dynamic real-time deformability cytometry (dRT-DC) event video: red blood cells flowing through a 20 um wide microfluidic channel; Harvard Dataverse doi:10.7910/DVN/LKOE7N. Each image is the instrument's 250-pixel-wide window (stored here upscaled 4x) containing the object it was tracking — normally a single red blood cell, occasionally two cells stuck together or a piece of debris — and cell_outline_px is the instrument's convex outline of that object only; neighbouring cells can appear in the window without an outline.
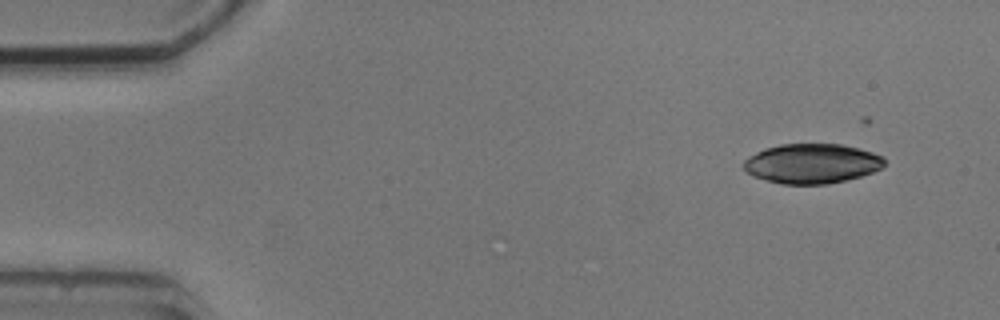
{"species": "common noctule bat (a hibernating species)", "species_latin": "Nyctalus noctula", "temperature_condition": "cold", "stored_images_in_passage": 3, "camera_frame_rate_fps": 3000, "um_per_image_px": 0.085, "animal": {"sex": "male", "body_mass_g": 20.5, "forearm_length_mm": 52.5}, "frame": {"image": 1, "passage_image": 1, "time_ms": 0.0, "image_size_px": [1000, 320], "cell_outline_px": [[884, 164], [880, 168], [872, 172], [848, 180], [828, 184], [784, 184], [752, 176], [744, 168], [744, 160], [748, 156], [764, 148], [780, 144], [840, 144], [860, 148], [884, 156]], "centroid_in_image_um": [69.01, 13.89], "position_along_channel_um": 16.0, "area_um2": 32.6}}